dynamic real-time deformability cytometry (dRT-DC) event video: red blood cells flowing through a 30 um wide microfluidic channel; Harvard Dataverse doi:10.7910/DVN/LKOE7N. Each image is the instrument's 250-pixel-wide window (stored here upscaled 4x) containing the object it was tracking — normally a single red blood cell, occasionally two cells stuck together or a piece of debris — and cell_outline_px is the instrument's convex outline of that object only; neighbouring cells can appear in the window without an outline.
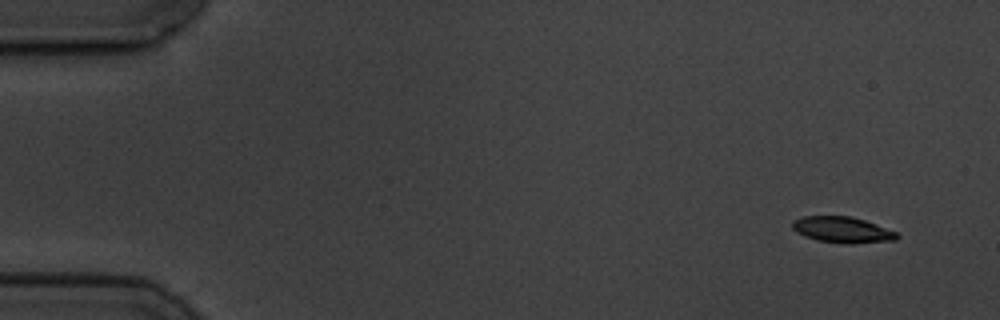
{"species": "common noctule bat (a hibernating species)", "species_latin": "Nyctalus noctula", "temperature_condition": "cold", "stored_images_in_passage": 5, "camera_frame_rate_fps": 3000, "um_per_image_px": 0.085, "animal": {"sex": "male", "body_mass_g": 19.5, "forearm_length_mm": 54.6}, "frame": {"image": 1, "passage_image": 1, "time_ms": 0.0, "image_size_px": [1000, 320], "cell_outline_px": [[900, 236], [896, 240], [852, 244], [848, 244], [820, 240], [804, 236], [796, 232], [792, 228], [792, 220], [804, 216], [848, 216], [864, 220], [896, 232]], "centroid_in_image_um": [71.58, 19.53], "position_along_channel_um": 13.4, "area_um2": 15.72}}
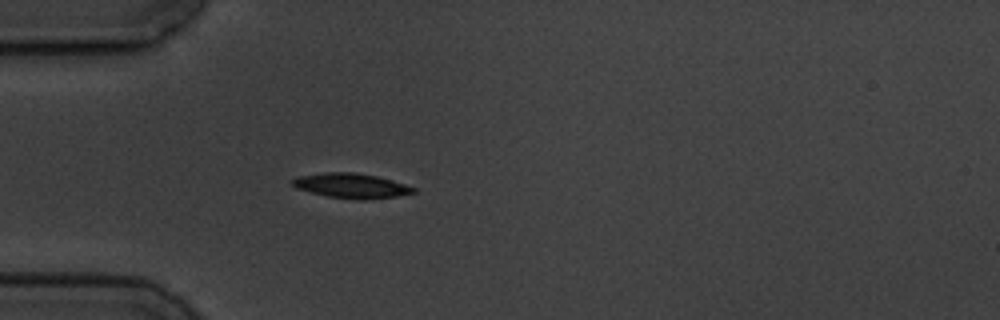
{"frame": {"image": 2, "passage_image": 5, "time_ms": 4.333, "image_size_px": [1000, 320], "cell_outline_px": [[416, 192], [396, 196], [364, 200], [360, 200], [328, 196], [296, 188], [292, 184], [292, 180], [300, 176], [324, 172], [356, 172], [376, 176], [392, 180], [416, 188]], "centroid_in_image_um": [29.88, 15.78], "position_along_channel_um": 55.1, "area_um2": 17.28}}